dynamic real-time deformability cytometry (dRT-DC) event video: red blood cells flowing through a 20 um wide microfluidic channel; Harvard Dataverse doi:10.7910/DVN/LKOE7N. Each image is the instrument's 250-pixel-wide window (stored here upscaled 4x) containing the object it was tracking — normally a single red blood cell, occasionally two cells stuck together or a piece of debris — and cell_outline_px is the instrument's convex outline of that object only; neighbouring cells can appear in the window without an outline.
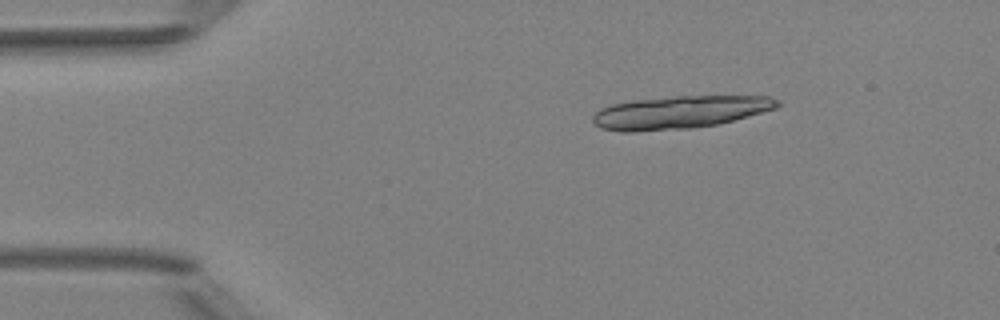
{"species": "Egyptian fruit bat (a non-hibernating species)", "species_latin": "Rousettus aegyptiacus", "temperature_condition": "room temperature", "stored_images_in_passage": 4, "camera_frame_rate_fps": 3000, "um_per_image_px": 0.085, "animal": {"sex": "female"}, "frame": {"image": 1, "passage_image": 4, "time_ms": 3.333, "image_size_px": [1000, 320], "cell_outline_px": [[780, 104], [776, 108], [732, 120], [716, 124], [692, 128], [636, 132], [620, 132], [600, 128], [592, 120], [592, 116], [600, 108], [612, 104], [632, 100], [676, 96], [768, 96], [780, 100]], "centroid_in_image_um": [57.72, 9.54], "position_along_channel_um": 27.3, "area_um2": 35.2}}